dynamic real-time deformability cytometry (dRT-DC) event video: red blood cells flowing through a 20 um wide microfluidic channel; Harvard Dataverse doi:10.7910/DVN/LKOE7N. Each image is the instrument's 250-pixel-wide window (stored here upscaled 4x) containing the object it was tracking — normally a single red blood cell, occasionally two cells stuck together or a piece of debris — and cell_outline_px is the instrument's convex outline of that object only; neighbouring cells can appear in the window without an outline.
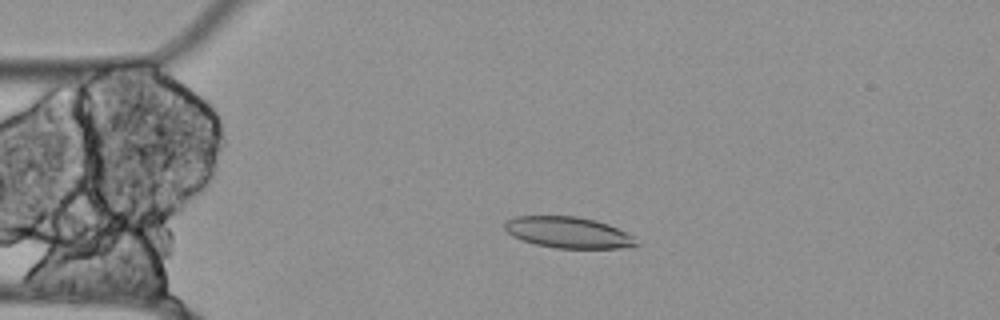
{"species": "Egyptian fruit bat (a non-hibernating species)", "species_latin": "Rousettus aegyptiacus", "temperature_condition": "cold", "stored_images_in_passage": 53, "camera_frame_rate_fps": 3000, "um_per_image_px": 0.085, "animal": {"sex": "female"}, "frame": {"image": 1, "passage_image": 12, "time_ms": 3.667, "image_size_px": [1000, 320], "cell_outline_px": [[640, 244], [620, 248], [556, 248], [536, 244], [512, 236], [504, 228], [504, 224], [508, 220], [516, 216], [576, 216], [596, 220], [608, 224], [632, 236]], "centroid_in_image_um": [48.29, 19.75], "position_along_channel_um": 36.7, "area_um2": 23.64}}
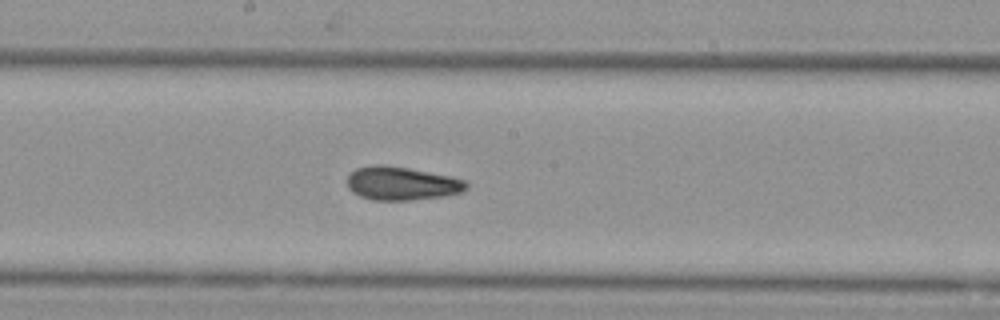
{"frame": {"image": 2, "passage_image": 29, "time_ms": 9.333, "image_size_px": [1000, 320], "cell_outline_px": [[468, 188], [464, 192], [444, 196], [408, 200], [372, 200], [360, 196], [352, 192], [348, 188], [348, 176], [356, 168], [372, 164], [384, 164], [408, 168], [448, 176], [464, 180], [468, 184]], "centroid_in_image_um": [34.13, 15.59], "position_along_channel_um": 214.1, "area_um2": 23.24}}
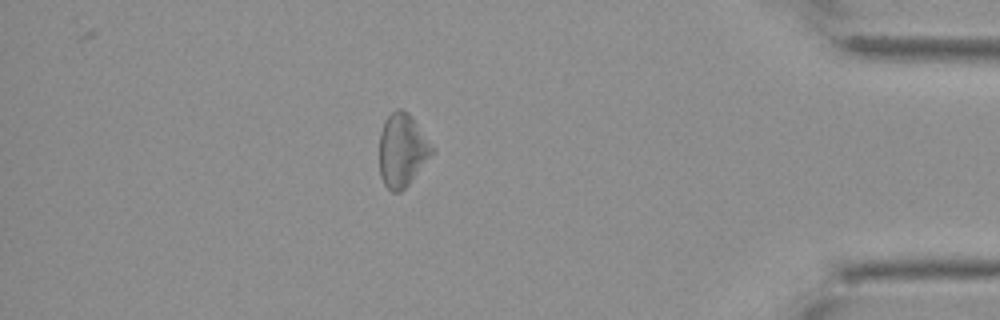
{"frame": {"image": 3, "passage_image": 47, "time_ms": 15.333, "image_size_px": [1000, 320], "cell_outline_px": [[436, 148], [408, 184], [400, 192], [392, 192], [384, 184], [380, 176], [380, 132], [384, 120], [396, 108], [400, 108], [408, 112]], "centroid_in_image_um": [34.18, 12.74], "position_along_channel_um": 401.0, "area_um2": 22.31}}